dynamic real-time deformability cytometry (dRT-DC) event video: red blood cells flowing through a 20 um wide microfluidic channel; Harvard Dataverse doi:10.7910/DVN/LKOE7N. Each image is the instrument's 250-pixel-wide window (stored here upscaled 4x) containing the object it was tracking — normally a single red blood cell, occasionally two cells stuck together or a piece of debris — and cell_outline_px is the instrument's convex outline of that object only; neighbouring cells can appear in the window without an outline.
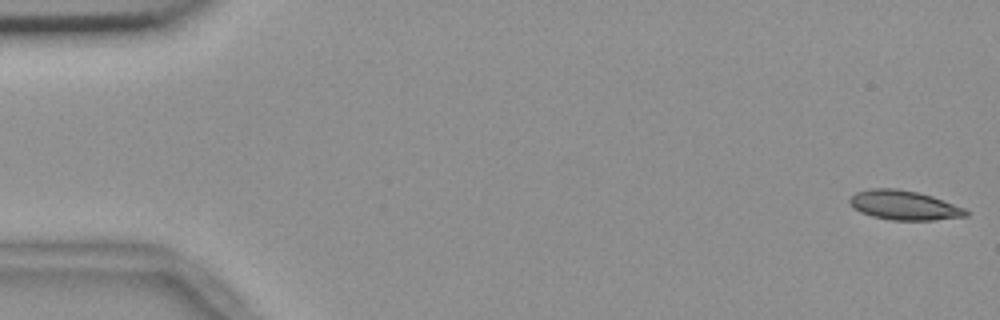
{"species": "common noctule bat (a hibernating species)", "species_latin": "Nyctalus noctula", "temperature_condition": "room temperature", "stored_images_in_passage": 6, "camera_frame_rate_fps": 3000, "um_per_image_px": 0.085, "animal": {"sex": "female", "body_mass_g": 18.4}, "frame": {"image": 1, "passage_image": 1, "time_ms": 0.0, "image_size_px": [1000, 320], "cell_outline_px": [[968, 216], [932, 220], [892, 220], [872, 216], [860, 212], [848, 200], [856, 192], [872, 188], [896, 188], [916, 192], [932, 196], [964, 208], [968, 212]], "centroid_in_image_um": [76.85, 17.44], "position_along_channel_um": 8.2, "area_um2": 19.65}}
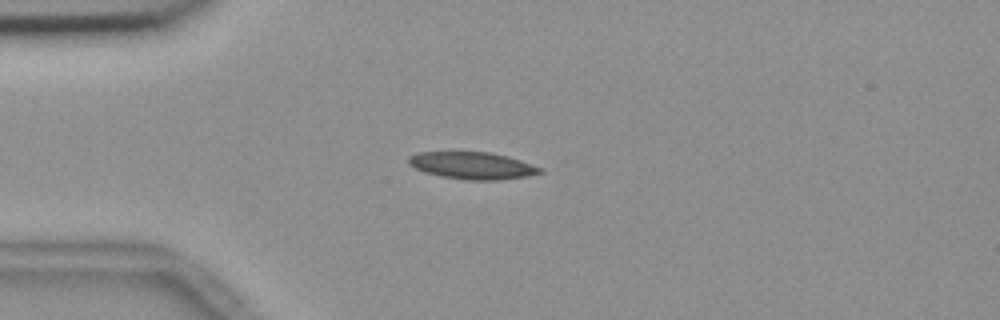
{"frame": {"image": 2, "passage_image": 4, "time_ms": 1.0, "image_size_px": [1000, 320], "cell_outline_px": [[544, 172], [528, 176], [496, 180], [468, 180], [440, 176], [416, 168], [408, 164], [408, 156], [416, 152], [492, 152], [508, 156], [544, 168]], "centroid_in_image_um": [40.19, 14.06], "position_along_channel_um": 44.8, "area_um2": 20.81}}
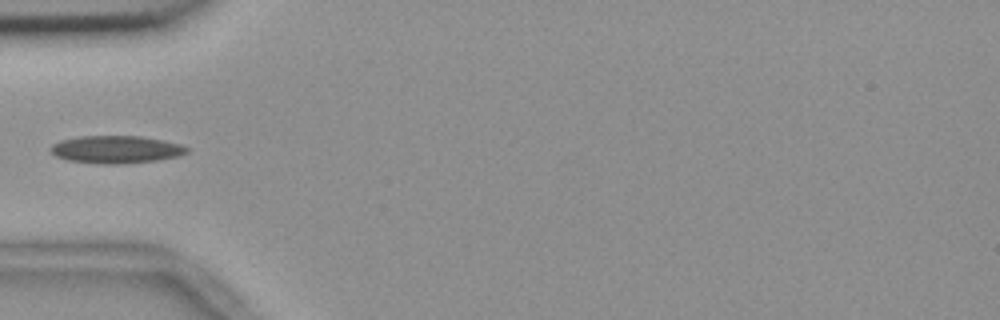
{"frame": {"image": 3, "passage_image": 5, "time_ms": 1.333, "image_size_px": [1000, 320], "cell_outline_px": [[188, 152], [176, 156], [156, 160], [124, 164], [100, 164], [68, 160], [56, 156], [52, 152], [52, 144], [60, 140], [80, 136], [140, 136], [164, 140], [180, 144], [188, 148]], "centroid_in_image_um": [9.86, 12.7], "position_along_channel_um": 75.1, "area_um2": 21.79}}